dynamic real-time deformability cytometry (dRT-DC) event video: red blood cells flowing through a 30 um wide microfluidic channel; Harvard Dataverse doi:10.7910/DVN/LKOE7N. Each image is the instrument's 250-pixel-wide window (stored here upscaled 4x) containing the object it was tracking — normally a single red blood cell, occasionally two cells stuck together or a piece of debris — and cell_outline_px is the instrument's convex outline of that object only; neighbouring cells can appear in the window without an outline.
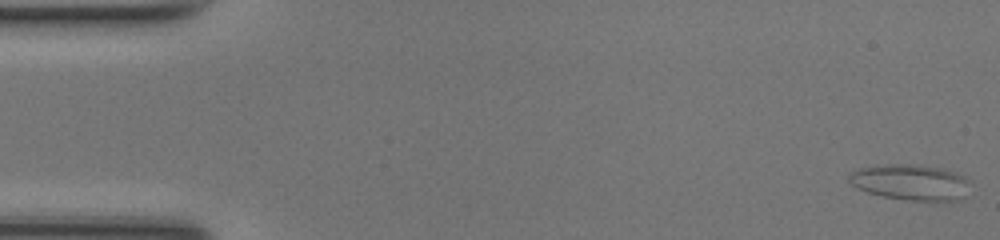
{"species": "common noctule bat (a hibernating species)", "species_latin": "Nyctalus noctula", "temperature_condition": "room temperature", "stored_images_in_passage": 49, "camera_frame_rate_fps": 3000, "um_per_image_px": 0.085, "animal": {"sex": "female", "body_mass_g": 17.0, "forearm_length_mm": 48.0}, "frame": {"image": 1, "passage_image": 1, "time_ms": 0.0, "image_size_px": [1000, 240], "cell_outline_px": [[972, 180], [964, 196], [960, 200], [908, 200], [880, 196], [856, 188], [848, 180], [848, 172], [860, 168], [892, 164], [908, 164], [940, 168], [956, 172]], "centroid_in_image_um": [77.4, 15.49], "position_along_channel_um": 7.6, "area_um2": 25.26}}
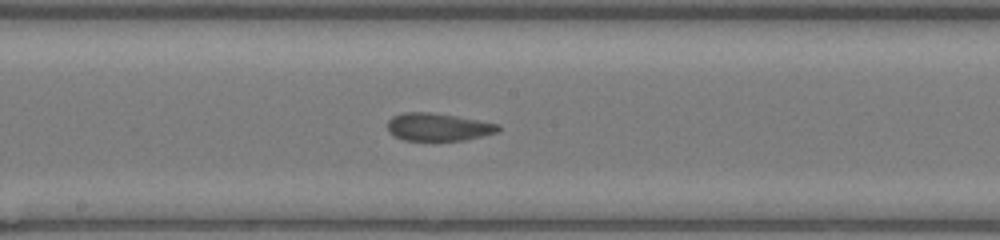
{"frame": {"image": 2, "passage_image": 26, "time_ms": 8.333, "image_size_px": [1000, 240], "cell_outline_px": [[500, 128], [496, 132], [464, 140], [404, 140], [388, 132], [388, 120], [392, 116], [404, 112], [428, 112], [456, 116], [500, 124]], "centroid_in_image_um": [37.21, 10.78], "position_along_channel_um": 211.0, "area_um2": 17.69}}
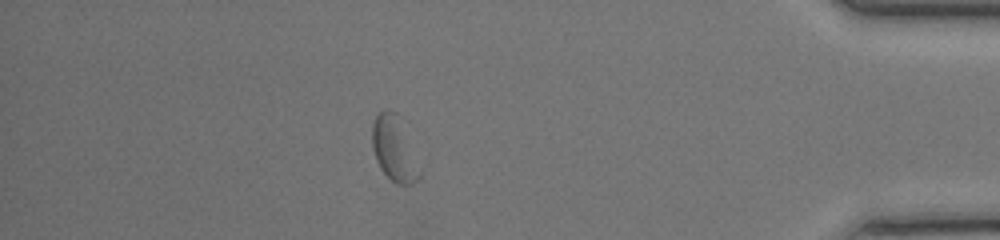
{"frame": {"image": 3, "passage_image": 43, "time_ms": 14.0, "image_size_px": [1000, 240], "cell_outline_px": [[420, 176], [412, 184], [396, 184], [380, 168], [376, 160], [372, 148], [372, 124], [376, 116], [380, 112], [396, 112]], "centroid_in_image_um": [33.41, 12.69], "position_along_channel_um": 401.8, "area_um2": 16.53}, "authors_computed_cell_mechanics": {"area_um2": 18.3226, "velocity_mm_per_s": 4.1759, "shape_relaxation_time_tau1_ms": null, "shape_relaxation_time_tau2_ms": 1.8374, "deformation_change_tau1": null, "deformation_change_tau2": 0.0849}}